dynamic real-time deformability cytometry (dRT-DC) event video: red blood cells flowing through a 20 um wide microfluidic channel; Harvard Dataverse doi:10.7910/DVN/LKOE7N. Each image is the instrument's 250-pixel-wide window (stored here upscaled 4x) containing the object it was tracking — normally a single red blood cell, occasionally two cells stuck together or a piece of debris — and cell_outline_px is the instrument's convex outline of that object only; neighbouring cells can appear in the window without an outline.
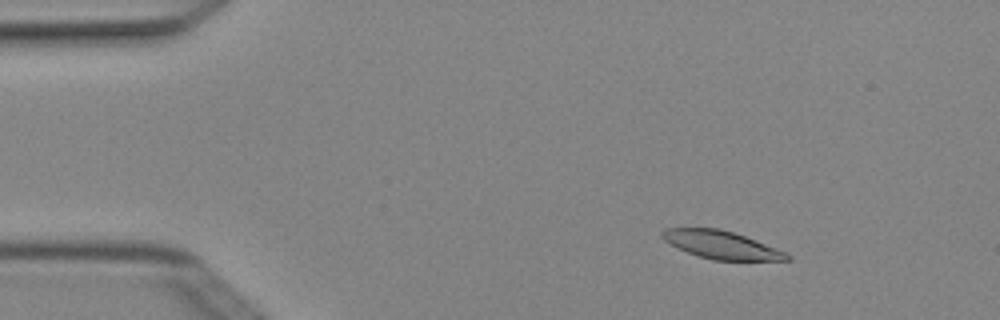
{"species": "Egyptian fruit bat (a non-hibernating species)", "species_latin": "Rousettus aegyptiacus", "temperature_condition": "cold", "stored_images_in_passage": 4, "camera_frame_rate_fps": 3000, "um_per_image_px": 0.085, "animal": {"sex": "female"}, "frame": {"image": 1, "passage_image": 2, "time_ms": 0.333, "image_size_px": [1000, 320], "cell_outline_px": [[792, 260], [712, 260], [688, 252], [664, 240], [660, 236], [660, 232], [664, 228], [720, 228], [756, 240], [776, 248], [792, 256]], "centroid_in_image_um": [61.31, 20.8], "position_along_channel_um": 23.7, "area_um2": 20.06}}